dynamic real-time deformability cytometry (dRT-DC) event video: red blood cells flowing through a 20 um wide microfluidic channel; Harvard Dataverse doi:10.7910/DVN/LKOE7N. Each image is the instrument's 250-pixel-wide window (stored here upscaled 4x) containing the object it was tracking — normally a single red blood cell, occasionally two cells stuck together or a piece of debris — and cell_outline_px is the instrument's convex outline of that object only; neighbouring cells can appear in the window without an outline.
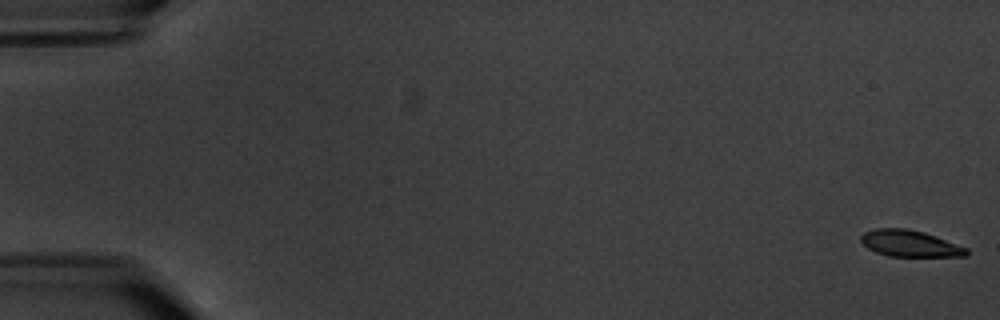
{"species": "common noctule bat (a hibernating species)", "species_latin": "Nyctalus noctula", "temperature_condition": "warm", "stored_images_in_passage": 6, "camera_frame_rate_fps": 3000, "um_per_image_px": 0.085, "animal": {"sex": "male", "body_mass_g": 20.1, "forearm_length_mm": 53.5}, "frame": {"image": 1, "passage_image": 1, "time_ms": 0.0, "image_size_px": [1000, 320], "cell_outline_px": [[968, 256], [888, 256], [876, 252], [868, 248], [860, 240], [860, 236], [864, 232], [876, 228], [908, 228], [924, 232], [936, 236], [968, 248]], "centroid_in_image_um": [77.34, 20.69], "position_along_channel_um": 7.7, "area_um2": 16.3}}
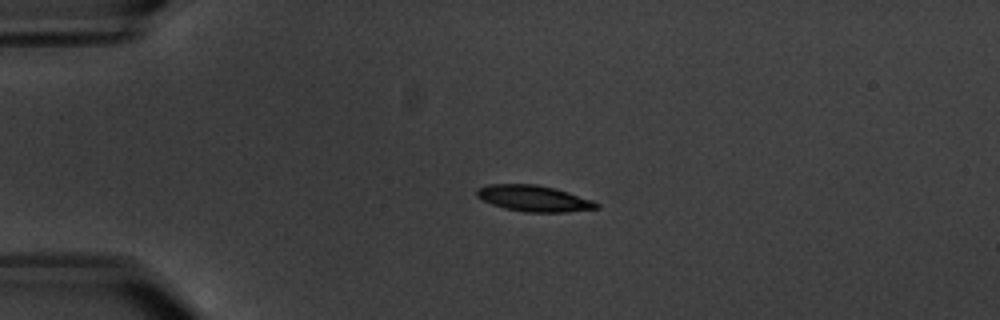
{"frame": {"image": 2, "passage_image": 5, "time_ms": 4.667, "image_size_px": [1000, 320], "cell_outline_px": [[600, 208], [568, 212], [524, 212], [504, 208], [492, 204], [476, 196], [476, 188], [488, 184], [536, 184], [556, 188], [592, 200], [600, 204]], "centroid_in_image_um": [45.38, 16.86], "position_along_channel_um": 39.6, "area_um2": 18.32}}